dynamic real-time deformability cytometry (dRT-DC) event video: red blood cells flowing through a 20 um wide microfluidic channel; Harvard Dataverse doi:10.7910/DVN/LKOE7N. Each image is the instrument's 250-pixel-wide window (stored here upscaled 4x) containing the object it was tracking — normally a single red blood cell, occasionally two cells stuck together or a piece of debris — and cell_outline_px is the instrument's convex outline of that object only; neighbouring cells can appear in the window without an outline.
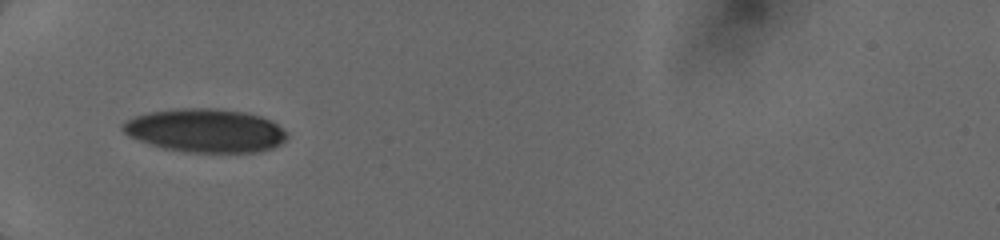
{"species": "human", "species_latin": "Homo sapiens", "temperature_condition": "cold", "stored_images_in_passage": 11, "camera_frame_rate_fps": 3000, "um_per_image_px": 0.085, "donor": {"sex": "female"}, "frame": {"image": 1, "passage_image": 1, "time_ms": 0.0, "image_size_px": [1000, 240], "cell_outline_px": [[288, 136], [280, 144], [272, 148], [260, 152], [188, 152], [164, 148], [148, 144], [128, 136], [120, 128], [120, 124], [136, 116], [152, 112], [184, 108], [212, 108], [244, 112], [260, 116], [272, 120], [284, 128], [288, 132]], "centroid_in_image_um": [17.49, 11.1], "position_along_channel_um": 67.5, "area_um2": 41.67}}
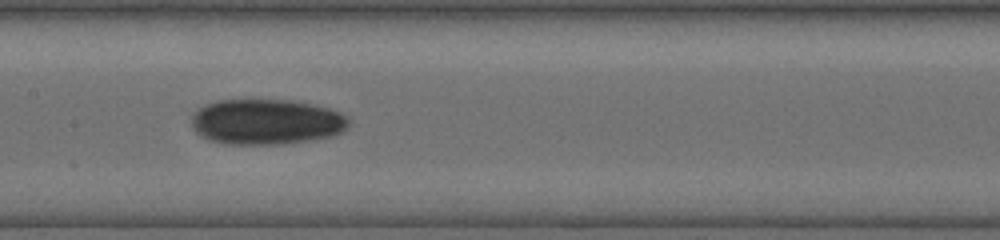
{"frame": {"image": 2, "passage_image": 6, "time_ms": 3.0, "image_size_px": [1000, 240], "cell_outline_px": [[352, 124], [344, 132], [332, 136], [312, 140], [284, 144], [228, 144], [208, 140], [200, 136], [192, 128], [192, 116], [196, 108], [220, 100], [292, 100], [316, 104], [340, 112], [348, 116]], "centroid_in_image_um": [22.69, 10.36], "position_along_channel_um": 184.7, "area_um2": 42.31}}
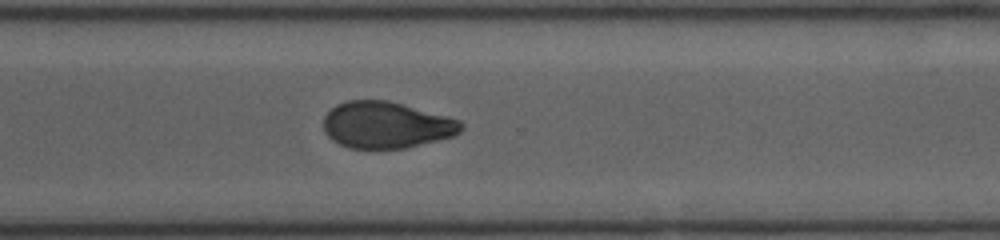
{"frame": {"image": 3, "passage_image": 11, "time_ms": 6.667, "image_size_px": [1000, 240], "cell_outline_px": [[464, 128], [460, 132], [452, 136], [404, 148], [348, 148], [332, 140], [324, 132], [324, 116], [336, 104], [348, 100], [388, 100], [460, 120], [464, 124]], "centroid_in_image_um": [32.81, 10.62], "position_along_channel_um": 337.8, "area_um2": 37.11}}